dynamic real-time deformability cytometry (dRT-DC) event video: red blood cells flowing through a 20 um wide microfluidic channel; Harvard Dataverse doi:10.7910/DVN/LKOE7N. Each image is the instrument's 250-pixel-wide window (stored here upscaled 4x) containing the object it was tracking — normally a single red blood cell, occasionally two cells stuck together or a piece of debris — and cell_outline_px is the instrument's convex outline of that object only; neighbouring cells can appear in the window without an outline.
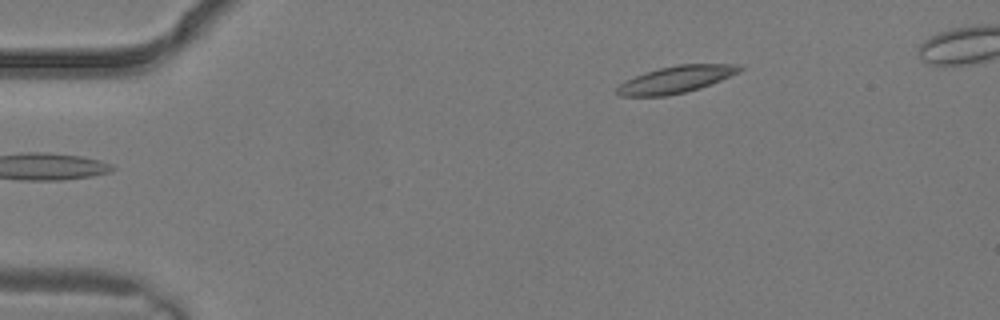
{"species": "common noctule bat (a hibernating species)", "species_latin": "Nyctalus noctula", "temperature_condition": "warm", "stored_images_in_passage": 2, "camera_frame_rate_fps": 3000, "um_per_image_px": 0.085, "animal": {"sex": "male", "body_mass_g": 19.2, "forearm_length_mm": 51.8}, "frame": {"image": 1, "passage_image": 2, "time_ms": 0.333, "image_size_px": [1000, 320], "cell_outline_px": [[744, 68], [740, 72], [700, 88], [668, 96], [620, 96], [616, 92], [616, 88], [624, 80], [644, 72], [660, 68], [680, 64], [740, 64]], "centroid_in_image_um": [57.45, 6.75], "position_along_channel_um": 27.6, "area_um2": 19.31}}